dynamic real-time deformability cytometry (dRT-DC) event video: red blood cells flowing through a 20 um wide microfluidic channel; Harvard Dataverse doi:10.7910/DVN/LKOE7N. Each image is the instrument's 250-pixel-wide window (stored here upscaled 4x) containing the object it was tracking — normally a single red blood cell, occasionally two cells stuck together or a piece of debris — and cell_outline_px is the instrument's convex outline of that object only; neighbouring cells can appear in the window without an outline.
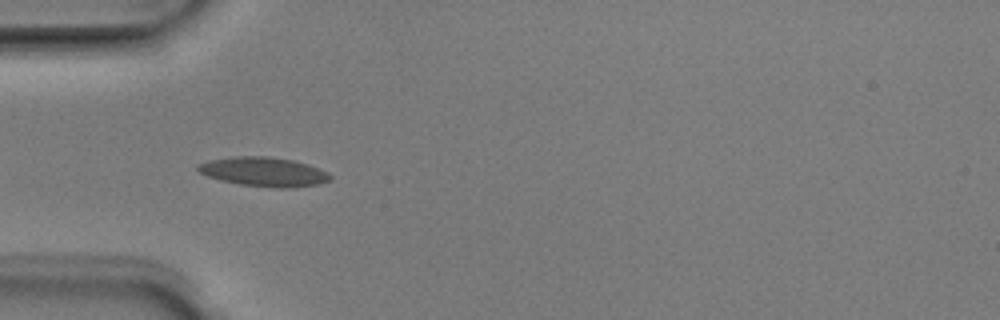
{"species": "Egyptian fruit bat (a non-hibernating species)", "species_latin": "Rousettus aegyptiacus", "temperature_condition": "room temperature", "stored_images_in_passage": 6, "camera_frame_rate_fps": 3000, "um_per_image_px": 0.085, "animal": {"sex": "male"}, "frame": {"image": 1, "passage_image": 5, "time_ms": 1.333, "image_size_px": [1000, 320], "cell_outline_px": [[332, 180], [316, 184], [288, 188], [276, 188], [240, 184], [220, 180], [208, 176], [200, 172], [196, 168], [196, 164], [208, 160], [232, 156], [268, 156], [292, 160], [308, 164], [328, 172], [332, 176]], "centroid_in_image_um": [22.41, 14.59], "position_along_channel_um": 62.6, "area_um2": 22.6}}
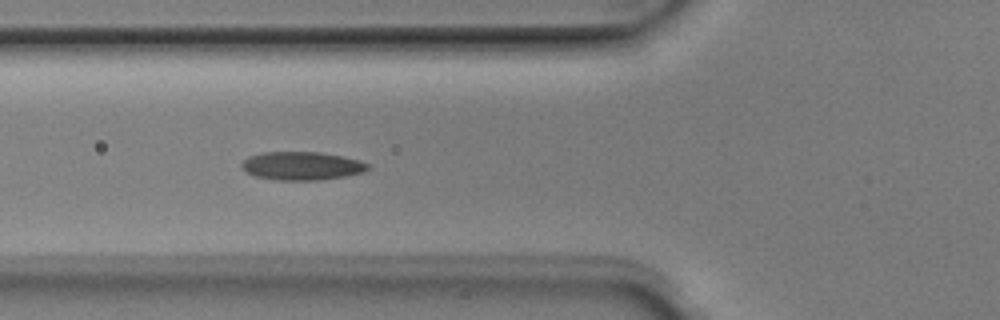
{"frame": {"image": 2, "passage_image": 6, "time_ms": 1.667, "image_size_px": [1000, 320], "cell_outline_px": [[372, 168], [364, 172], [344, 176], [320, 180], [276, 180], [256, 176], [244, 172], [240, 168], [240, 164], [248, 156], [260, 152], [320, 152], [360, 160], [368, 164]], "centroid_in_image_um": [25.62, 14.1], "position_along_channel_um": 100.2, "area_um2": 21.04}}